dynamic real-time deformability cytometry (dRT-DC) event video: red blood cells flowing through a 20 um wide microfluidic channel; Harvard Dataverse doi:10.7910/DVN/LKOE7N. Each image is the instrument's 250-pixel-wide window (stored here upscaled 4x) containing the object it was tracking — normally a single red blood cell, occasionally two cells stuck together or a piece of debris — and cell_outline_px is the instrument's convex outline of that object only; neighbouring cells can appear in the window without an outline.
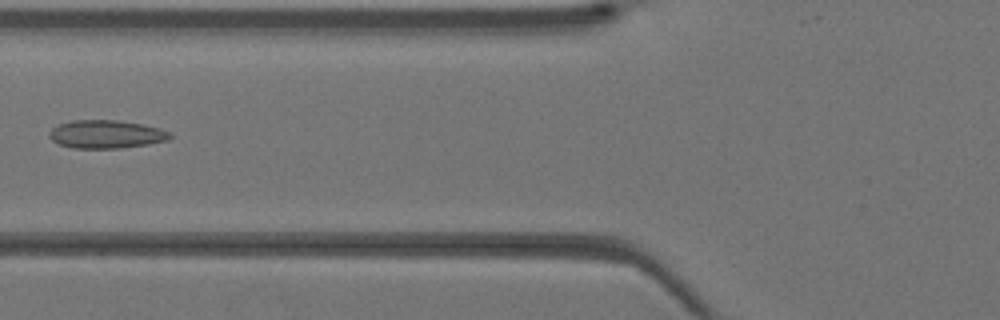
{"species": "Egyptian fruit bat (a non-hibernating species)", "species_latin": "Rousettus aegyptiacus", "temperature_condition": "warm", "stored_images_in_passage": 31, "camera_frame_rate_fps": 3000, "um_per_image_px": 0.085, "animal": {"sex": "female"}, "frame": {"image": 1, "passage_image": 6, "time_ms": 1.667, "image_size_px": [1000, 320], "cell_outline_px": [[172, 136], [168, 140], [148, 144], [120, 148], [72, 148], [60, 144], [52, 140], [48, 136], [48, 132], [52, 128], [60, 124], [72, 120], [120, 120], [144, 124], [160, 128], [172, 132]], "centroid_in_image_um": [9.05, 11.4], "position_along_channel_um": 116.8, "area_um2": 20.0}}
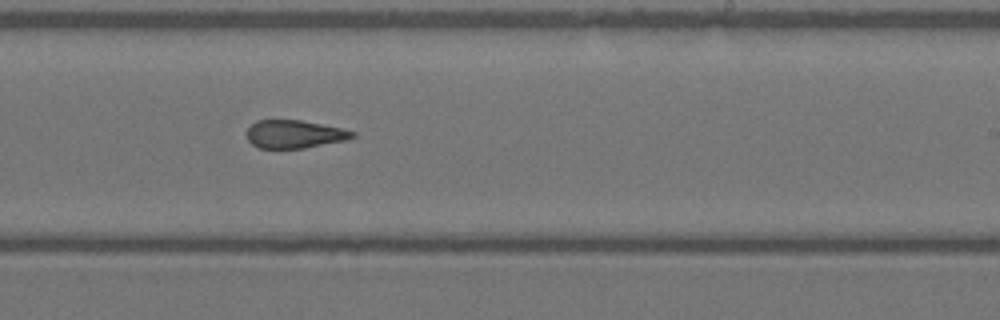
{"frame": {"image": 2, "passage_image": 15, "time_ms": 4.667, "image_size_px": [1000, 320], "cell_outline_px": [[356, 136], [344, 140], [304, 148], [260, 148], [252, 144], [248, 140], [244, 132], [256, 120], [300, 120], [340, 128], [356, 132]], "centroid_in_image_um": [24.97, 11.4], "position_along_channel_um": 264.0, "area_um2": 17.17}}
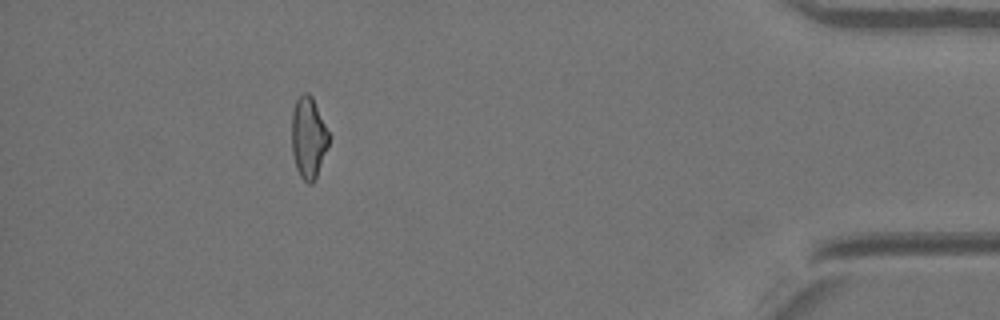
{"frame": {"image": 3, "passage_image": 27, "time_ms": 8.667, "image_size_px": [1000, 320], "cell_outline_px": [[328, 148], [316, 176], [312, 184], [308, 184], [300, 176], [296, 168], [292, 152], [292, 112], [296, 100], [304, 92], [308, 92], [312, 96], [328, 132]], "centroid_in_image_um": [26.2, 11.71], "position_along_channel_um": 409.0, "area_um2": 17.4}}